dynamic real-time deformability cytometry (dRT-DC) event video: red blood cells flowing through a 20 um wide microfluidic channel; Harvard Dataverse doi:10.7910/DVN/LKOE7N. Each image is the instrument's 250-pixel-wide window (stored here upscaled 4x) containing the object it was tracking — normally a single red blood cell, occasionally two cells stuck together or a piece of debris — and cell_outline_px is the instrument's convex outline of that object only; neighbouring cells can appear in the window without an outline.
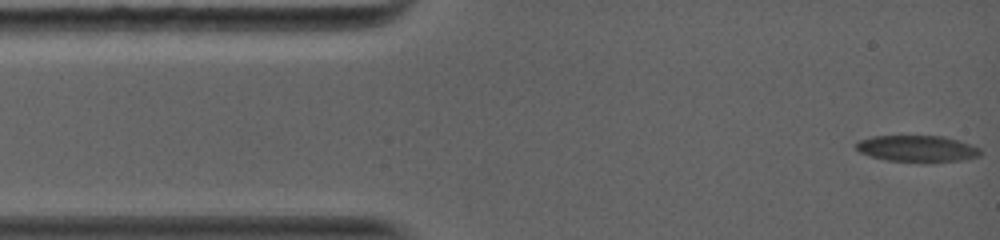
{"species": "common noctule bat (a hibernating species)", "species_latin": "Nyctalus noctula", "temperature_condition": "warm", "stored_images_in_passage": 18, "camera_frame_rate_fps": 5000, "um_per_image_px": 0.085, "animal": {"sex": "female", "body_mass_g": 19.0, "forearm_length_mm": 56.7}, "frame": {"image": 1, "passage_image": 1, "time_ms": 0.0, "image_size_px": [1000, 240], "cell_outline_px": [[980, 156], [964, 160], [928, 164], [888, 160], [872, 156], [860, 152], [856, 148], [856, 144], [860, 140], [872, 136], [944, 136], [980, 148]], "centroid_in_image_um": [78.0, 12.66], "position_along_channel_um": 7.0, "area_um2": 19.42}}
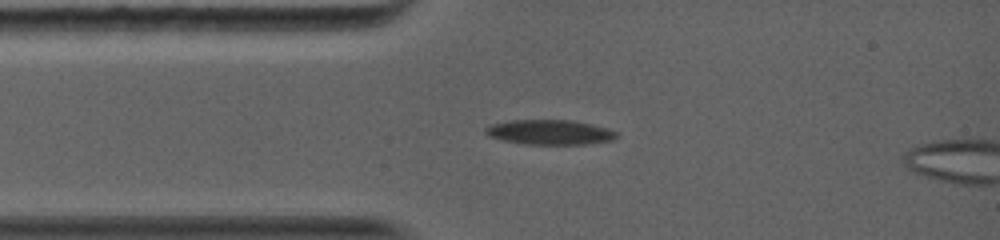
{"frame": {"image": 2, "passage_image": 15, "time_ms": 2.6, "image_size_px": [1000, 240], "cell_outline_px": [[620, 136], [612, 140], [588, 144], [524, 144], [504, 140], [488, 136], [484, 132], [484, 128], [492, 124], [512, 120], [572, 120], [608, 128], [616, 132]], "centroid_in_image_um": [46.74, 11.24], "position_along_channel_um": 38.3, "area_um2": 18.96}}